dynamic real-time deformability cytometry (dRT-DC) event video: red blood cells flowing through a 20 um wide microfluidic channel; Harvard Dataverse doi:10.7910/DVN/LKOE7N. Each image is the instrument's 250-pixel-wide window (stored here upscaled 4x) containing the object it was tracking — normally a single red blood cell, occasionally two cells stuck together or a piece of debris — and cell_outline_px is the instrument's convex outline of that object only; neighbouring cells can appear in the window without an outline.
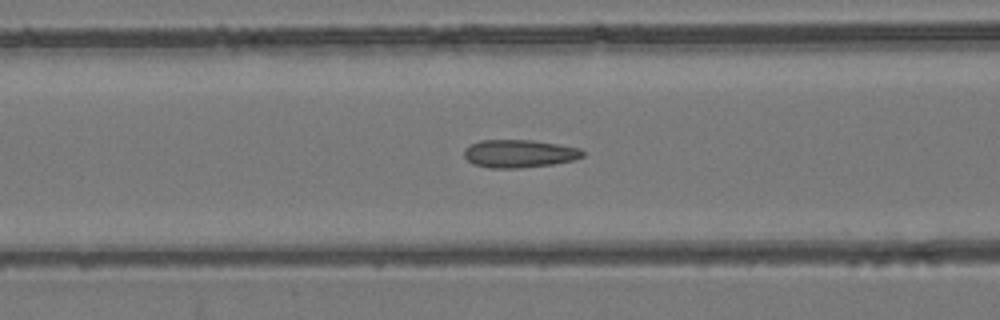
{"species": "common noctule bat (a hibernating species)", "species_latin": "Nyctalus noctula", "temperature_condition": "room temperature", "stored_images_in_passage": 38, "camera_frame_rate_fps": 3000, "um_per_image_px": 0.085, "animal": {"sex": "female", "body_mass_g": 24.6, "forearm_length_mm": 56.2}, "frame": {"image": 1, "passage_image": 6, "time_ms": 1.667, "image_size_px": [1000, 320], "cell_outline_px": [[584, 156], [572, 160], [552, 164], [520, 168], [488, 168], [472, 164], [464, 156], [464, 148], [480, 140], [532, 140], [580, 148], [584, 152]], "centroid_in_image_um": [44.1, 13.06], "position_along_channel_um": 122.5, "area_um2": 19.25}}
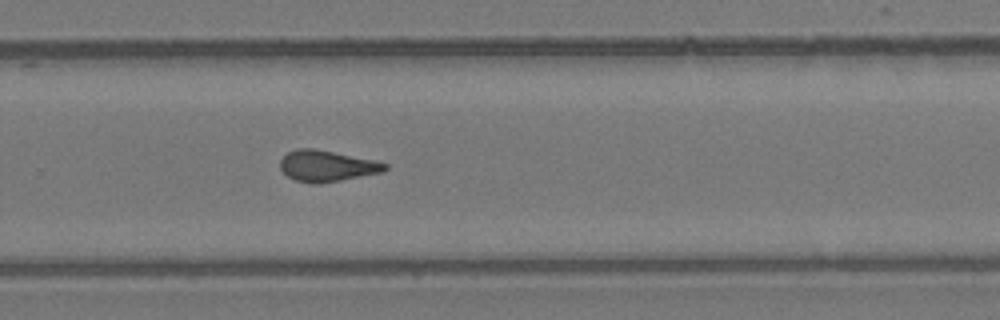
{"frame": {"image": 2, "passage_image": 20, "time_ms": 6.333, "image_size_px": [1000, 320], "cell_outline_px": [[388, 168], [384, 172], [340, 180], [316, 184], [296, 180], [288, 176], [280, 168], [280, 160], [288, 152], [296, 148], [316, 148], [376, 160], [388, 164]], "centroid_in_image_um": [27.81, 14.09], "position_along_channel_um": 302.0, "area_um2": 19.07}}
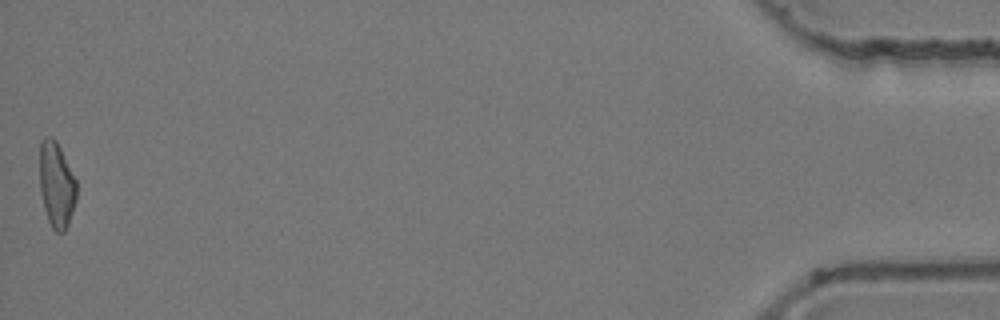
{"frame": {"image": 3, "passage_image": 38, "time_ms": 12.333, "image_size_px": [1000, 320], "cell_outline_px": [[76, 200], [68, 224], [64, 232], [56, 232], [52, 228], [48, 220], [44, 208], [40, 192], [40, 140], [44, 136], [52, 136], [56, 140], [76, 180]], "centroid_in_image_um": [4.79, 15.69], "position_along_channel_um": 430.4, "area_um2": 18.38}, "authors_computed_cell_mechanics": {"area_um2": 18.496, "velocity_mm_per_s": 3.8562, "shape_relaxation_time_tau1_ms": null, "shape_relaxation_time_tau2_ms": 1.4379, "deformation_change_tau1": null, "deformation_change_tau2": 0.093}}